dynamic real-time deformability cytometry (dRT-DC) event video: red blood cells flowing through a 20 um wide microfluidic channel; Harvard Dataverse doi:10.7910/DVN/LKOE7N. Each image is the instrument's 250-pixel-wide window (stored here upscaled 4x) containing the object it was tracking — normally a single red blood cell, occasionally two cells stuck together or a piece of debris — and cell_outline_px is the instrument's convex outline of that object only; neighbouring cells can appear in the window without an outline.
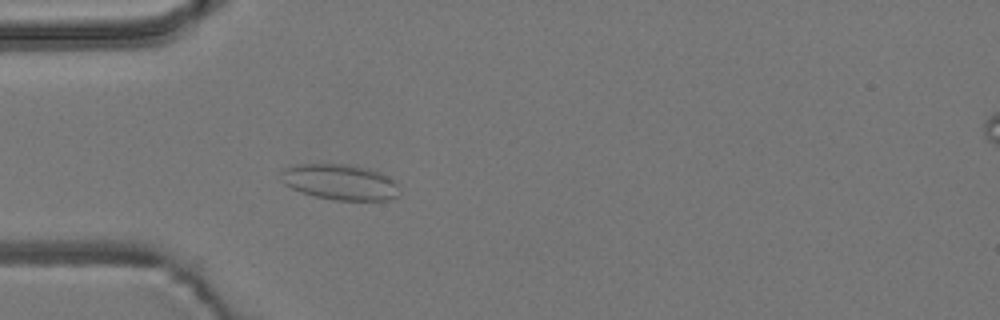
{"species": "common noctule bat (a hibernating species)", "species_latin": "Nyctalus noctula", "temperature_condition": "room temperature", "stored_images_in_passage": 3, "camera_frame_rate_fps": 3000, "um_per_image_px": 0.085, "animal": {"sex": "male", "body_mass_g": 19.2, "forearm_length_mm": 51.8}, "frame": {"image": 1, "passage_image": 3, "time_ms": 2.333, "image_size_px": [1000, 320], "cell_outline_px": [[400, 192], [396, 196], [388, 200], [332, 200], [316, 196], [292, 188], [284, 184], [280, 172], [284, 168], [296, 164], [344, 164], [364, 168], [380, 172], [388, 176], [396, 184]], "centroid_in_image_um": [28.89, 15.47], "position_along_channel_um": 56.1, "area_um2": 24.33}}